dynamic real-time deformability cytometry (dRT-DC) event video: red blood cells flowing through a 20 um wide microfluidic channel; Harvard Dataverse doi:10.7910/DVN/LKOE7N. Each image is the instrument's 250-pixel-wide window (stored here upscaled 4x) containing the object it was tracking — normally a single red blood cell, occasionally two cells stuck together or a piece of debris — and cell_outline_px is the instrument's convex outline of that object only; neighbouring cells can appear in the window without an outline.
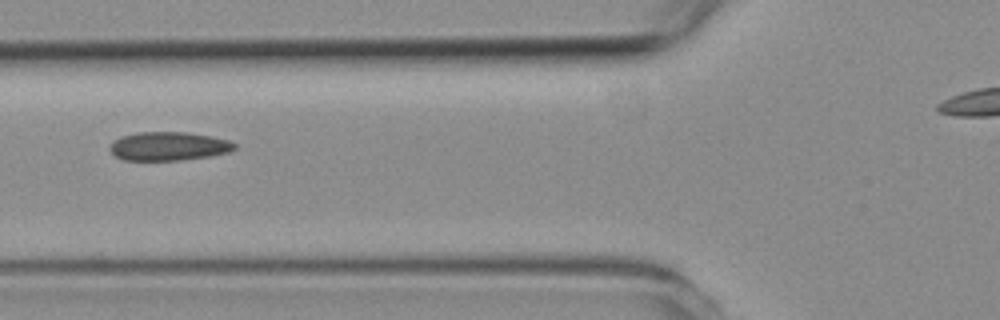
{"species": "common noctule bat (a hibernating species)", "species_latin": "Nyctalus noctula", "temperature_condition": "room temperature", "stored_images_in_passage": 3, "segment_of_instrument_passage": [1, 2], "camera_frame_rate_fps": 3000, "um_per_image_px": 0.085, "animal": {"sex": "female", "body_mass_g": 19.3, "forearm_length_mm": 54.1}, "frame": {"image": 1, "passage_image": 2, "time_ms": 1.0, "image_size_px": [1000, 320], "cell_outline_px": [[236, 148], [228, 152], [208, 156], [180, 160], [124, 160], [116, 156], [108, 148], [112, 140], [120, 136], [136, 132], [188, 132], [212, 136], [228, 140], [236, 144]], "centroid_in_image_um": [14.29, 12.41], "position_along_channel_um": 111.5, "area_um2": 20.92}}